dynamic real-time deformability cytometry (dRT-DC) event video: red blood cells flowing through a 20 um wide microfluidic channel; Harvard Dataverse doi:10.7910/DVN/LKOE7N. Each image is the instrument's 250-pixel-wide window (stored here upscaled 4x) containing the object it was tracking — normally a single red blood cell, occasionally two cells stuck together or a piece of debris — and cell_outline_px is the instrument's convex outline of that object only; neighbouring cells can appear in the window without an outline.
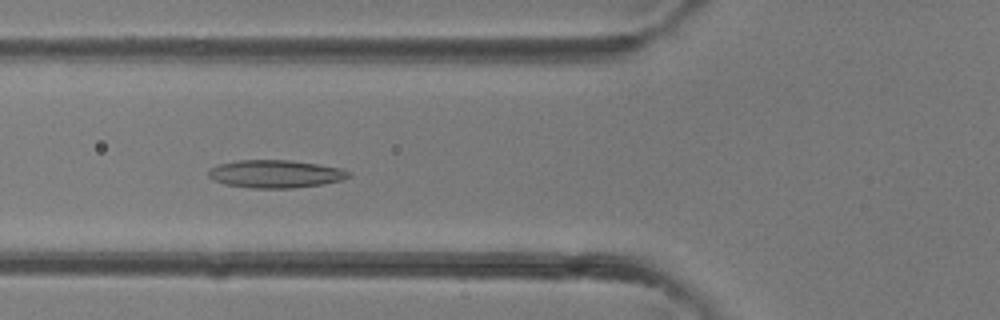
{"species": "common noctule bat (a hibernating species)", "species_latin": "Nyctalus noctula", "temperature_condition": "room temperature", "stored_images_in_passage": 37, "camera_frame_rate_fps": 3000, "um_per_image_px": 0.085, "animal": {"sex": "female"}, "frame": {"image": 1, "passage_image": 12, "time_ms": 3.667, "image_size_px": [1000, 320], "cell_outline_px": [[352, 176], [344, 180], [324, 184], [292, 188], [252, 188], [224, 184], [212, 180], [208, 176], [208, 172], [216, 164], [240, 160], [292, 160], [340, 168], [352, 172]], "centroid_in_image_um": [23.44, 14.78], "position_along_channel_um": 102.4, "area_um2": 22.95}}
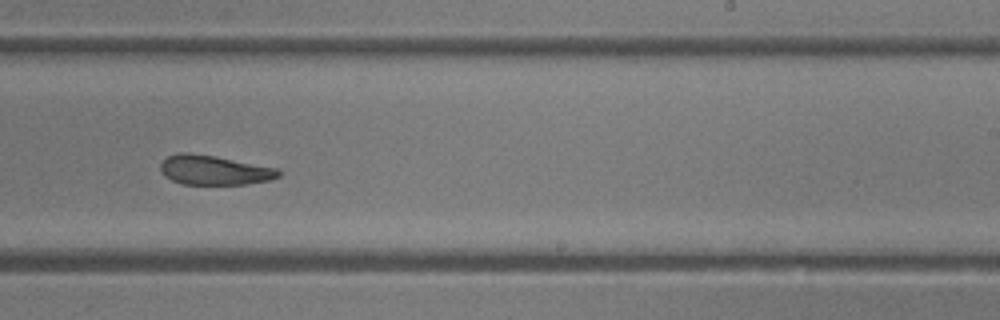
{"frame": {"image": 2, "passage_image": 22, "time_ms": 7.0, "image_size_px": [1000, 320], "cell_outline_px": [[280, 176], [272, 180], [244, 184], [180, 184], [164, 176], [160, 172], [160, 164], [168, 156], [176, 152], [188, 152], [216, 156], [276, 168], [280, 172]], "centroid_in_image_um": [18.17, 14.45], "position_along_channel_um": 270.8, "area_um2": 20.4}}
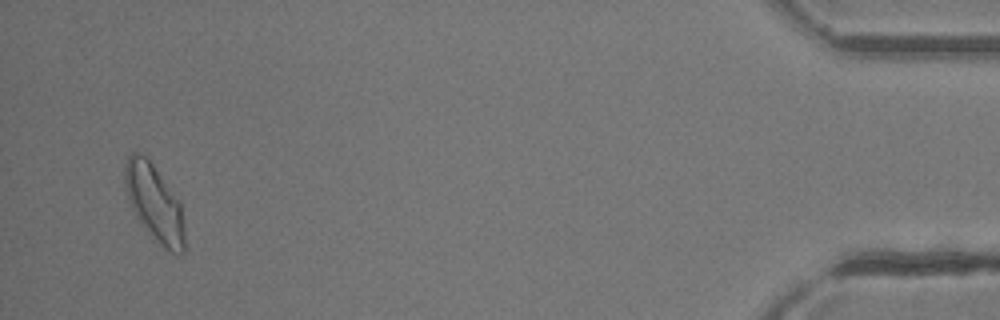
{"frame": {"image": 3, "passage_image": 36, "time_ms": 11.667, "image_size_px": [1000, 320], "cell_outline_px": [[184, 252], [180, 256], [164, 248], [152, 240], [136, 216], [132, 208], [124, 184], [124, 168], [128, 156], [132, 152], [140, 152], [152, 164], [180, 200], [184, 228]], "centroid_in_image_um": [13.13, 17.29], "position_along_channel_um": 422.1, "area_um2": 26.82}}